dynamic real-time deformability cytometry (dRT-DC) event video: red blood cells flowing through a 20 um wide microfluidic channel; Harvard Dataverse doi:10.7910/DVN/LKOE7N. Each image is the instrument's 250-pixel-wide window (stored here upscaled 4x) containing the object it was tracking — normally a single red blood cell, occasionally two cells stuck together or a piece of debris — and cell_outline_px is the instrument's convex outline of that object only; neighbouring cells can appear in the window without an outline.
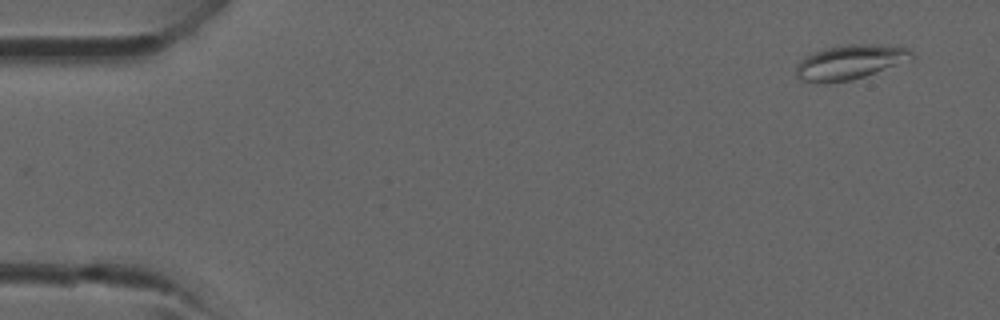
{"species": "common noctule bat (a hibernating species)", "species_latin": "Nyctalus noctula", "temperature_condition": "room temperature", "stored_images_in_passage": 42, "camera_frame_rate_fps": 3000, "um_per_image_px": 0.085, "animal": {"sex": "male", "forearm_length_mm": 52.5}, "frame": {"image": 1, "passage_image": 3, "time_ms": 0.667, "image_size_px": [1000, 320], "cell_outline_px": [[916, 56], [864, 76], [852, 80], [828, 84], [816, 84], [800, 80], [796, 76], [796, 64], [804, 56], [812, 52], [824, 48], [848, 44], [876, 44], [908, 48]], "centroid_in_image_um": [72.12, 5.29], "position_along_channel_um": 12.9, "area_um2": 23.35}}
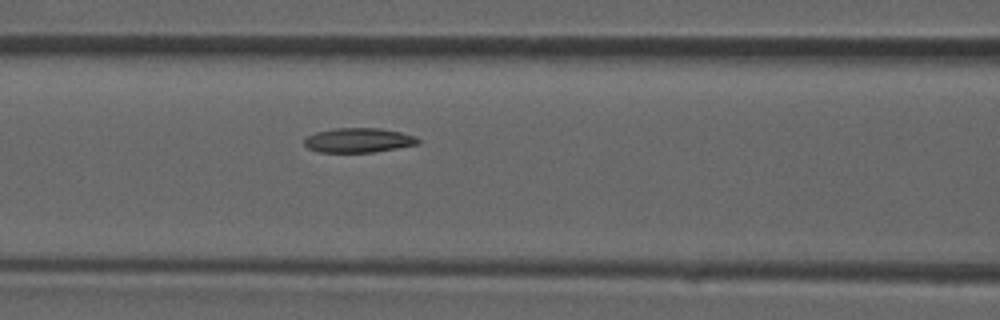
{"frame": {"image": 2, "passage_image": 18, "time_ms": 5.667, "image_size_px": [1000, 320], "cell_outline_px": [[420, 144], [376, 152], [316, 152], [308, 148], [304, 144], [304, 136], [316, 132], [332, 128], [380, 128], [400, 132], [416, 136], [420, 140]], "centroid_in_image_um": [30.46, 11.92], "position_along_channel_um": 136.1, "area_um2": 16.53}}
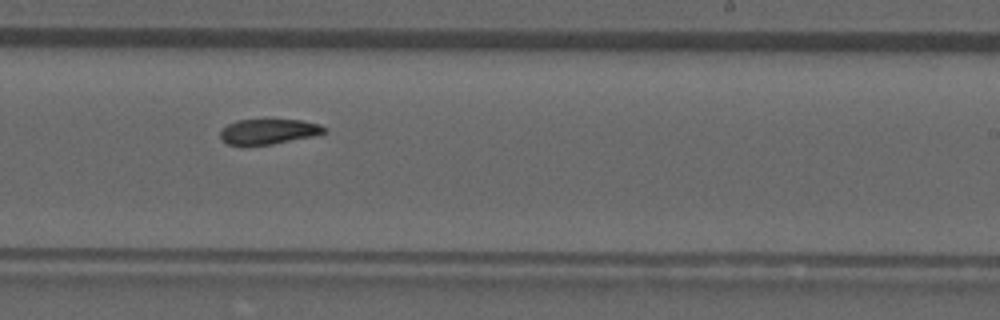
{"frame": {"image": 3, "passage_image": 26, "time_ms": 8.333, "image_size_px": [1000, 320], "cell_outline_px": [[328, 132], [320, 136], [272, 144], [228, 144], [220, 140], [220, 132], [228, 124], [236, 120], [300, 120], [320, 124], [328, 128]], "centroid_in_image_um": [22.93, 11.18], "position_along_channel_um": 266.1, "area_um2": 15.43}}